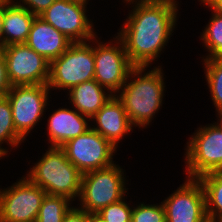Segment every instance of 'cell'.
Segmentation results:
<instances>
[{
  "label": "cell",
  "mask_w": 222,
  "mask_h": 222,
  "mask_svg": "<svg viewBox=\"0 0 222 222\" xmlns=\"http://www.w3.org/2000/svg\"><path fill=\"white\" fill-rule=\"evenodd\" d=\"M89 222H107V221H105L97 213H91L89 214Z\"/></svg>",
  "instance_id": "obj_31"
},
{
  "label": "cell",
  "mask_w": 222,
  "mask_h": 222,
  "mask_svg": "<svg viewBox=\"0 0 222 222\" xmlns=\"http://www.w3.org/2000/svg\"><path fill=\"white\" fill-rule=\"evenodd\" d=\"M132 207L127 204L125 197L102 208L97 214L107 222H131Z\"/></svg>",
  "instance_id": "obj_25"
},
{
  "label": "cell",
  "mask_w": 222,
  "mask_h": 222,
  "mask_svg": "<svg viewBox=\"0 0 222 222\" xmlns=\"http://www.w3.org/2000/svg\"><path fill=\"white\" fill-rule=\"evenodd\" d=\"M129 1H133V0H124L123 2L125 3V2H129Z\"/></svg>",
  "instance_id": "obj_34"
},
{
  "label": "cell",
  "mask_w": 222,
  "mask_h": 222,
  "mask_svg": "<svg viewBox=\"0 0 222 222\" xmlns=\"http://www.w3.org/2000/svg\"><path fill=\"white\" fill-rule=\"evenodd\" d=\"M63 222H89V213L73 206L65 215Z\"/></svg>",
  "instance_id": "obj_28"
},
{
  "label": "cell",
  "mask_w": 222,
  "mask_h": 222,
  "mask_svg": "<svg viewBox=\"0 0 222 222\" xmlns=\"http://www.w3.org/2000/svg\"><path fill=\"white\" fill-rule=\"evenodd\" d=\"M88 1L55 0L39 17L63 33L72 43L90 41L97 34L86 13Z\"/></svg>",
  "instance_id": "obj_8"
},
{
  "label": "cell",
  "mask_w": 222,
  "mask_h": 222,
  "mask_svg": "<svg viewBox=\"0 0 222 222\" xmlns=\"http://www.w3.org/2000/svg\"><path fill=\"white\" fill-rule=\"evenodd\" d=\"M212 11L222 14V0H198Z\"/></svg>",
  "instance_id": "obj_29"
},
{
  "label": "cell",
  "mask_w": 222,
  "mask_h": 222,
  "mask_svg": "<svg viewBox=\"0 0 222 222\" xmlns=\"http://www.w3.org/2000/svg\"><path fill=\"white\" fill-rule=\"evenodd\" d=\"M146 69V66L134 67L119 94H116L132 125L139 128L150 125L158 113L166 86L161 66H154L148 71Z\"/></svg>",
  "instance_id": "obj_2"
},
{
  "label": "cell",
  "mask_w": 222,
  "mask_h": 222,
  "mask_svg": "<svg viewBox=\"0 0 222 222\" xmlns=\"http://www.w3.org/2000/svg\"><path fill=\"white\" fill-rule=\"evenodd\" d=\"M47 134L50 145L61 147L67 141L84 134L92 124L90 119L80 114L75 108H58L49 116Z\"/></svg>",
  "instance_id": "obj_15"
},
{
  "label": "cell",
  "mask_w": 222,
  "mask_h": 222,
  "mask_svg": "<svg viewBox=\"0 0 222 222\" xmlns=\"http://www.w3.org/2000/svg\"><path fill=\"white\" fill-rule=\"evenodd\" d=\"M131 222H166L162 202L159 205L140 202L136 207H133Z\"/></svg>",
  "instance_id": "obj_24"
},
{
  "label": "cell",
  "mask_w": 222,
  "mask_h": 222,
  "mask_svg": "<svg viewBox=\"0 0 222 222\" xmlns=\"http://www.w3.org/2000/svg\"><path fill=\"white\" fill-rule=\"evenodd\" d=\"M124 169L115 163L104 169L82 174L81 190L77 207L89 214L123 199L126 195Z\"/></svg>",
  "instance_id": "obj_4"
},
{
  "label": "cell",
  "mask_w": 222,
  "mask_h": 222,
  "mask_svg": "<svg viewBox=\"0 0 222 222\" xmlns=\"http://www.w3.org/2000/svg\"><path fill=\"white\" fill-rule=\"evenodd\" d=\"M0 45L3 47V0H0Z\"/></svg>",
  "instance_id": "obj_30"
},
{
  "label": "cell",
  "mask_w": 222,
  "mask_h": 222,
  "mask_svg": "<svg viewBox=\"0 0 222 222\" xmlns=\"http://www.w3.org/2000/svg\"><path fill=\"white\" fill-rule=\"evenodd\" d=\"M67 159L82 173L104 169L114 164L117 148L91 127L61 146Z\"/></svg>",
  "instance_id": "obj_9"
},
{
  "label": "cell",
  "mask_w": 222,
  "mask_h": 222,
  "mask_svg": "<svg viewBox=\"0 0 222 222\" xmlns=\"http://www.w3.org/2000/svg\"><path fill=\"white\" fill-rule=\"evenodd\" d=\"M217 112V116H218V120L216 121L217 124L222 128V109H219L216 111Z\"/></svg>",
  "instance_id": "obj_32"
},
{
  "label": "cell",
  "mask_w": 222,
  "mask_h": 222,
  "mask_svg": "<svg viewBox=\"0 0 222 222\" xmlns=\"http://www.w3.org/2000/svg\"><path fill=\"white\" fill-rule=\"evenodd\" d=\"M198 179L205 193L208 221L222 222V171L210 172Z\"/></svg>",
  "instance_id": "obj_19"
},
{
  "label": "cell",
  "mask_w": 222,
  "mask_h": 222,
  "mask_svg": "<svg viewBox=\"0 0 222 222\" xmlns=\"http://www.w3.org/2000/svg\"><path fill=\"white\" fill-rule=\"evenodd\" d=\"M68 91V100H70L72 106L80 114H83L89 119H91L113 95L95 79L78 84Z\"/></svg>",
  "instance_id": "obj_18"
},
{
  "label": "cell",
  "mask_w": 222,
  "mask_h": 222,
  "mask_svg": "<svg viewBox=\"0 0 222 222\" xmlns=\"http://www.w3.org/2000/svg\"><path fill=\"white\" fill-rule=\"evenodd\" d=\"M26 177L47 194L75 201L81 190L82 173L67 159L61 147L48 146Z\"/></svg>",
  "instance_id": "obj_3"
},
{
  "label": "cell",
  "mask_w": 222,
  "mask_h": 222,
  "mask_svg": "<svg viewBox=\"0 0 222 222\" xmlns=\"http://www.w3.org/2000/svg\"><path fill=\"white\" fill-rule=\"evenodd\" d=\"M212 12L203 33H201L200 40L204 44L208 55L203 59L222 57V14Z\"/></svg>",
  "instance_id": "obj_22"
},
{
  "label": "cell",
  "mask_w": 222,
  "mask_h": 222,
  "mask_svg": "<svg viewBox=\"0 0 222 222\" xmlns=\"http://www.w3.org/2000/svg\"><path fill=\"white\" fill-rule=\"evenodd\" d=\"M12 85L8 77L7 66L3 56H0V99L7 96Z\"/></svg>",
  "instance_id": "obj_27"
},
{
  "label": "cell",
  "mask_w": 222,
  "mask_h": 222,
  "mask_svg": "<svg viewBox=\"0 0 222 222\" xmlns=\"http://www.w3.org/2000/svg\"><path fill=\"white\" fill-rule=\"evenodd\" d=\"M96 37L98 36L93 38L94 79L111 94L116 95L135 66L130 62L124 44L117 35L107 44Z\"/></svg>",
  "instance_id": "obj_7"
},
{
  "label": "cell",
  "mask_w": 222,
  "mask_h": 222,
  "mask_svg": "<svg viewBox=\"0 0 222 222\" xmlns=\"http://www.w3.org/2000/svg\"><path fill=\"white\" fill-rule=\"evenodd\" d=\"M47 193L22 176L12 186L0 188V220L6 222H36Z\"/></svg>",
  "instance_id": "obj_11"
},
{
  "label": "cell",
  "mask_w": 222,
  "mask_h": 222,
  "mask_svg": "<svg viewBox=\"0 0 222 222\" xmlns=\"http://www.w3.org/2000/svg\"><path fill=\"white\" fill-rule=\"evenodd\" d=\"M92 45L93 39L71 43L61 56L50 62L47 83L50 90L68 91L78 84L94 79V46Z\"/></svg>",
  "instance_id": "obj_5"
},
{
  "label": "cell",
  "mask_w": 222,
  "mask_h": 222,
  "mask_svg": "<svg viewBox=\"0 0 222 222\" xmlns=\"http://www.w3.org/2000/svg\"><path fill=\"white\" fill-rule=\"evenodd\" d=\"M3 157H7V156L0 150V158L2 159Z\"/></svg>",
  "instance_id": "obj_33"
},
{
  "label": "cell",
  "mask_w": 222,
  "mask_h": 222,
  "mask_svg": "<svg viewBox=\"0 0 222 222\" xmlns=\"http://www.w3.org/2000/svg\"><path fill=\"white\" fill-rule=\"evenodd\" d=\"M35 15L11 0H3V47L26 43Z\"/></svg>",
  "instance_id": "obj_17"
},
{
  "label": "cell",
  "mask_w": 222,
  "mask_h": 222,
  "mask_svg": "<svg viewBox=\"0 0 222 222\" xmlns=\"http://www.w3.org/2000/svg\"><path fill=\"white\" fill-rule=\"evenodd\" d=\"M10 84H47L50 62L30 48L26 43L2 47Z\"/></svg>",
  "instance_id": "obj_12"
},
{
  "label": "cell",
  "mask_w": 222,
  "mask_h": 222,
  "mask_svg": "<svg viewBox=\"0 0 222 222\" xmlns=\"http://www.w3.org/2000/svg\"><path fill=\"white\" fill-rule=\"evenodd\" d=\"M22 7H25L35 16L42 14L55 0H11Z\"/></svg>",
  "instance_id": "obj_26"
},
{
  "label": "cell",
  "mask_w": 222,
  "mask_h": 222,
  "mask_svg": "<svg viewBox=\"0 0 222 222\" xmlns=\"http://www.w3.org/2000/svg\"><path fill=\"white\" fill-rule=\"evenodd\" d=\"M90 121L96 123L91 128L116 148H118L119 141L134 128L122 101L116 95H112Z\"/></svg>",
  "instance_id": "obj_14"
},
{
  "label": "cell",
  "mask_w": 222,
  "mask_h": 222,
  "mask_svg": "<svg viewBox=\"0 0 222 222\" xmlns=\"http://www.w3.org/2000/svg\"><path fill=\"white\" fill-rule=\"evenodd\" d=\"M176 0H133L132 10L117 36L122 40L130 62L135 67L149 66L172 36L178 18ZM154 61V62H153Z\"/></svg>",
  "instance_id": "obj_1"
},
{
  "label": "cell",
  "mask_w": 222,
  "mask_h": 222,
  "mask_svg": "<svg viewBox=\"0 0 222 222\" xmlns=\"http://www.w3.org/2000/svg\"><path fill=\"white\" fill-rule=\"evenodd\" d=\"M72 42L39 16L32 22L26 44L49 62L61 56Z\"/></svg>",
  "instance_id": "obj_16"
},
{
  "label": "cell",
  "mask_w": 222,
  "mask_h": 222,
  "mask_svg": "<svg viewBox=\"0 0 222 222\" xmlns=\"http://www.w3.org/2000/svg\"><path fill=\"white\" fill-rule=\"evenodd\" d=\"M186 143L185 172L189 178L222 171V128L215 122L197 128Z\"/></svg>",
  "instance_id": "obj_6"
},
{
  "label": "cell",
  "mask_w": 222,
  "mask_h": 222,
  "mask_svg": "<svg viewBox=\"0 0 222 222\" xmlns=\"http://www.w3.org/2000/svg\"><path fill=\"white\" fill-rule=\"evenodd\" d=\"M204 74L215 111L222 109V57L202 59Z\"/></svg>",
  "instance_id": "obj_23"
},
{
  "label": "cell",
  "mask_w": 222,
  "mask_h": 222,
  "mask_svg": "<svg viewBox=\"0 0 222 222\" xmlns=\"http://www.w3.org/2000/svg\"><path fill=\"white\" fill-rule=\"evenodd\" d=\"M51 91L47 84L13 85L7 94L16 131L24 138L45 114ZM42 117V118H41Z\"/></svg>",
  "instance_id": "obj_10"
},
{
  "label": "cell",
  "mask_w": 222,
  "mask_h": 222,
  "mask_svg": "<svg viewBox=\"0 0 222 222\" xmlns=\"http://www.w3.org/2000/svg\"><path fill=\"white\" fill-rule=\"evenodd\" d=\"M24 138L16 131L13 118L11 104L7 97L0 99V150L8 155V150L2 147L3 143H8L10 147H19L24 142Z\"/></svg>",
  "instance_id": "obj_20"
},
{
  "label": "cell",
  "mask_w": 222,
  "mask_h": 222,
  "mask_svg": "<svg viewBox=\"0 0 222 222\" xmlns=\"http://www.w3.org/2000/svg\"><path fill=\"white\" fill-rule=\"evenodd\" d=\"M166 198L162 201L166 222H208L205 193L198 178L186 177Z\"/></svg>",
  "instance_id": "obj_13"
},
{
  "label": "cell",
  "mask_w": 222,
  "mask_h": 222,
  "mask_svg": "<svg viewBox=\"0 0 222 222\" xmlns=\"http://www.w3.org/2000/svg\"><path fill=\"white\" fill-rule=\"evenodd\" d=\"M72 203L67 197L46 194L36 222H63L65 215L73 207Z\"/></svg>",
  "instance_id": "obj_21"
}]
</instances>
